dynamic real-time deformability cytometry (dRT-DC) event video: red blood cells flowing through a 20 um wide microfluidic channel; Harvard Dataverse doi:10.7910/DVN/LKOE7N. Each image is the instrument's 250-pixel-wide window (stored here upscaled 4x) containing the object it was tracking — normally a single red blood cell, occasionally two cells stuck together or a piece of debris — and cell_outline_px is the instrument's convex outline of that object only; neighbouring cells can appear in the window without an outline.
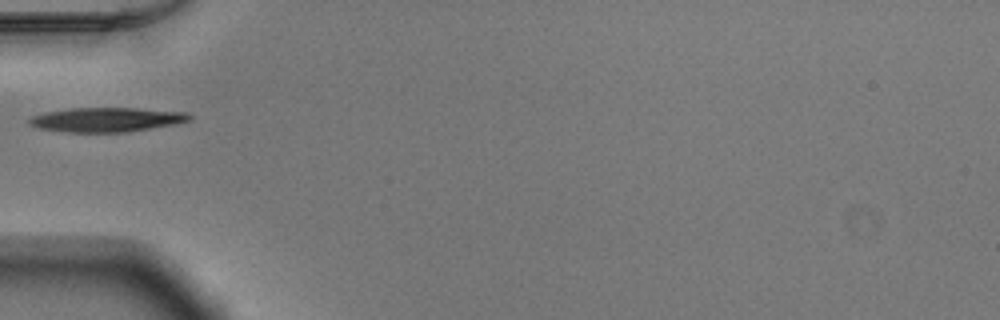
{"species": "Egyptian fruit bat (a non-hibernating species)", "species_latin": "Rousettus aegyptiacus", "temperature_condition": "warm", "stored_images_in_passage": 35, "camera_frame_rate_fps": 3000, "um_per_image_px": 0.085, "animal": {"sex": "male"}, "frame": {"image": 1, "passage_image": 1, "time_ms": 0.0, "image_size_px": [1000, 320], "cell_outline_px": [[192, 116], [188, 120], [172, 124], [124, 132], [68, 132], [36, 128], [28, 124], [28, 120], [32, 116], [44, 112], [72, 108], [136, 108], [188, 112]], "centroid_in_image_um": [8.98, 10.16], "position_along_channel_um": 76.0, "area_um2": 22.54}}
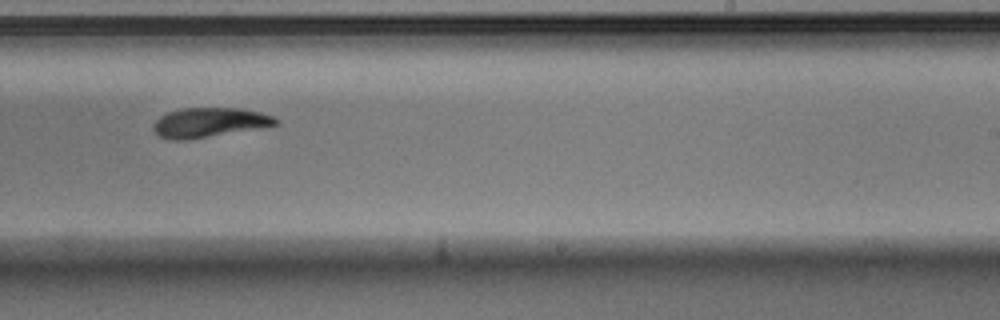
{"frame": {"image": 2, "passage_image": 16, "time_ms": 5.0, "image_size_px": [1000, 320], "cell_outline_px": [[280, 120], [276, 124], [260, 128], [188, 140], [168, 140], [160, 136], [152, 128], [152, 124], [160, 116], [168, 112], [184, 108], [240, 108], [260, 112], [272, 116]], "centroid_in_image_um": [17.77, 10.42], "position_along_channel_um": 271.2, "area_um2": 21.1}}
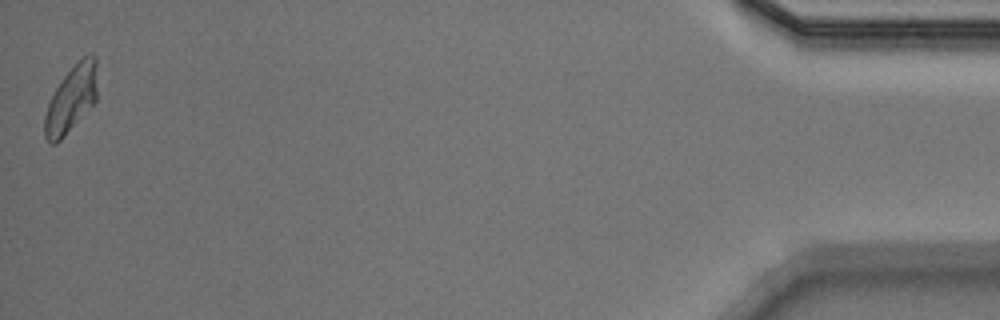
{"frame": {"image": 3, "passage_image": 35, "time_ms": 11.333, "image_size_px": [1000, 320], "cell_outline_px": [[96, 100], [64, 136], [56, 144], [48, 144], [44, 136], [44, 116], [48, 104], [56, 88], [64, 76], [84, 56], [92, 52], [96, 56]], "centroid_in_image_um": [6.04, 8.44], "position_along_channel_um": 429.2, "area_um2": 20.06}}